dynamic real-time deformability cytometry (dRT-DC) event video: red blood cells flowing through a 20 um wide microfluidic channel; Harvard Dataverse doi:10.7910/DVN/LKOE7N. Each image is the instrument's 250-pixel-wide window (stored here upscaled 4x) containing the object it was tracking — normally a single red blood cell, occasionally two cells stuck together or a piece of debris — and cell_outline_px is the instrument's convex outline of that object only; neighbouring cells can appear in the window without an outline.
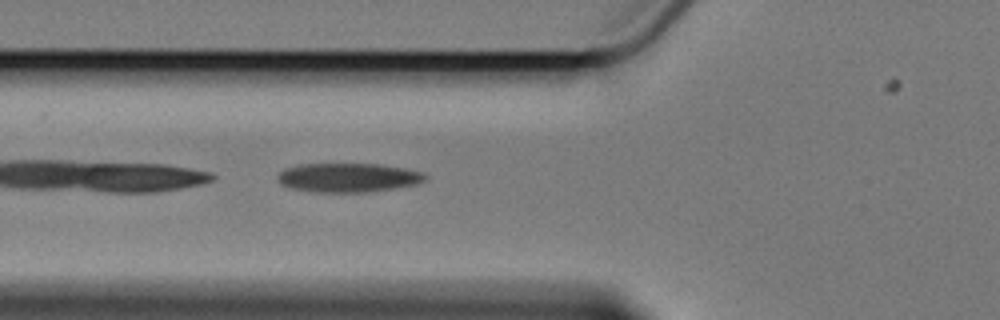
{"species": "Egyptian fruit bat (a non-hibernating species)", "species_latin": "Rousettus aegyptiacus", "temperature_condition": "cold", "stored_images_in_passage": 4, "camera_frame_rate_fps": 3000, "um_per_image_px": 0.085, "animal": {"sex": "female"}, "frame": {"image": 1, "passage_image": 4, "time_ms": 5.0, "image_size_px": [1000, 320], "cell_outline_px": [[428, 176], [424, 180], [416, 184], [368, 192], [316, 192], [292, 188], [280, 184], [276, 180], [276, 176], [284, 168], [300, 164], [380, 164], [404, 168], [420, 172]], "centroid_in_image_um": [29.53, 15.09], "position_along_channel_um": 96.3, "area_um2": 24.91}}